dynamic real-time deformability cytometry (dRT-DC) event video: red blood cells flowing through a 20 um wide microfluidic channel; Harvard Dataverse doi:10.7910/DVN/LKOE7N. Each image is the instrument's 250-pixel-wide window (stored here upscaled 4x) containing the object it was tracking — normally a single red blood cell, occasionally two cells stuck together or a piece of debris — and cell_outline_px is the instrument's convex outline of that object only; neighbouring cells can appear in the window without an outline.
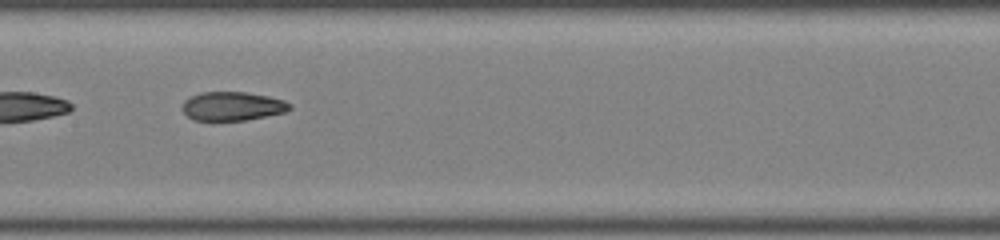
{"species": "common noctule bat (a hibernating species)", "species_latin": "Nyctalus noctula", "temperature_condition": "room temperature", "stored_images_in_passage": 33, "camera_frame_rate_fps": 3000, "um_per_image_px": 0.085, "animal": {"sex": "male", "body_mass_g": 19.0, "forearm_length_mm": 50.8}, "frame": {"image": 1, "passage_image": 10, "time_ms": 3.0, "image_size_px": [1000, 240], "cell_outline_px": [[292, 108], [284, 112], [244, 120], [212, 124], [192, 120], [184, 112], [184, 100], [200, 92], [244, 92], [268, 96], [284, 100], [292, 104]], "centroid_in_image_um": [19.71, 9.07], "position_along_channel_um": 187.7, "area_um2": 18.55}}
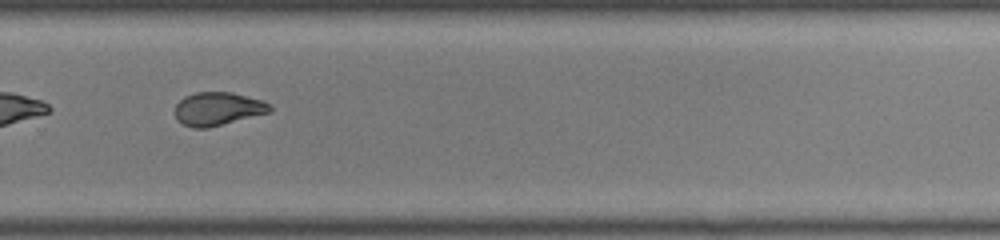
{"frame": {"image": 2, "passage_image": 19, "time_ms": 6.0, "image_size_px": [1000, 240], "cell_outline_px": [[272, 112], [208, 128], [192, 128], [176, 120], [176, 104], [184, 96], [196, 92], [232, 92], [260, 100], [272, 104]], "centroid_in_image_um": [18.53, 9.25], "position_along_channel_um": 311.3, "area_um2": 18.5}, "authors_computed_cell_mechanics": {"area_um2": 18.7272, "velocity_mm_per_s": 4.1327, "shape_relaxation_time_tau1_ms": null, "shape_relaxation_time_tau2_ms": 1.6014, "deformation_change_tau1": null, "deformation_change_tau2": 0.0727}}